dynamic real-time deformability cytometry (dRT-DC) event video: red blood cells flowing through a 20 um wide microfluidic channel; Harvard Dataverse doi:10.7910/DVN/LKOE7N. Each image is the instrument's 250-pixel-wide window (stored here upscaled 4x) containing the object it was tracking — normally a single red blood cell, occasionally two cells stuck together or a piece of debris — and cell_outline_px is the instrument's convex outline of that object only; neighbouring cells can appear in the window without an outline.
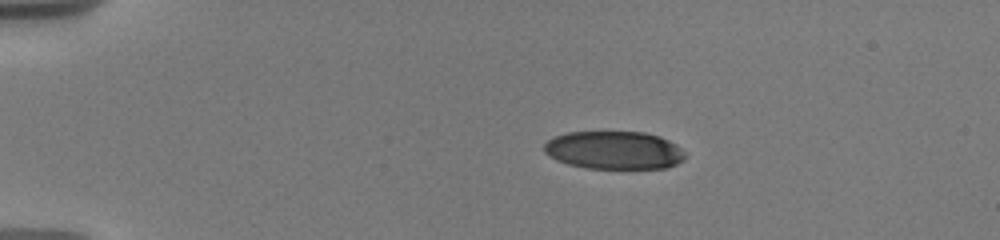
{"species": "human", "species_latin": "Homo sapiens", "temperature_condition": "warm", "stored_images_in_passage": 6, "camera_frame_rate_fps": 3000, "um_per_image_px": 0.085, "donor": {"sex": "male"}, "frame": {"image": 1, "passage_image": 1, "time_ms": 0.0, "image_size_px": [1000, 240], "cell_outline_px": [[684, 160], [668, 168], [584, 168], [568, 164], [556, 160], [548, 156], [544, 152], [544, 144], [552, 136], [568, 132], [644, 132], [660, 136], [676, 144], [684, 152]], "centroid_in_image_um": [52.17, 12.76], "position_along_channel_um": 32.8, "area_um2": 31.44}}
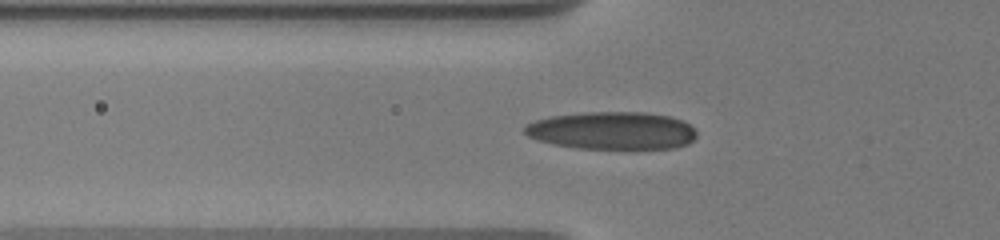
{"frame": {"image": 2, "passage_image": 5, "time_ms": 3.0, "image_size_px": [1000, 240], "cell_outline_px": [[696, 136], [688, 144], [672, 148], [580, 148], [556, 144], [536, 140], [528, 136], [524, 132], [524, 124], [536, 120], [552, 116], [584, 112], [644, 112], [672, 116], [684, 120], [696, 132]], "centroid_in_image_um": [52.03, 11.09], "position_along_channel_um": 73.8, "area_um2": 37.69}}